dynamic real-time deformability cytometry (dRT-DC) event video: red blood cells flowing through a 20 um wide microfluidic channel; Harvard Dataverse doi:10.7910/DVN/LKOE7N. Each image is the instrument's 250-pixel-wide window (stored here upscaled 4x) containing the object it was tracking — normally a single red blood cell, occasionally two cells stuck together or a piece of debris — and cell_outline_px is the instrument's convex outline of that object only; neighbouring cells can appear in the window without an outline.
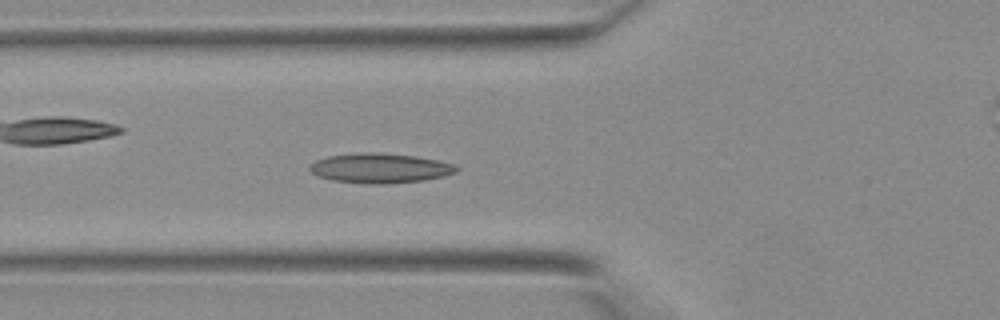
{"species": "Egyptian fruit bat (a non-hibernating species)", "species_latin": "Rousettus aegyptiacus", "temperature_condition": "warm", "stored_images_in_passage": 29, "camera_frame_rate_fps": 3000, "um_per_image_px": 0.085, "animal": {"sex": "female"}, "frame": {"image": 1, "passage_image": 2, "time_ms": 0.333, "image_size_px": [1000, 320], "cell_outline_px": [[460, 168], [456, 172], [444, 176], [424, 180], [384, 184], [364, 184], [332, 180], [320, 176], [312, 172], [308, 168], [316, 160], [328, 156], [360, 152], [368, 152], [416, 156], [436, 160], [452, 164]], "centroid_in_image_um": [32.3, 14.3], "position_along_channel_um": 93.5, "area_um2": 25.26}}
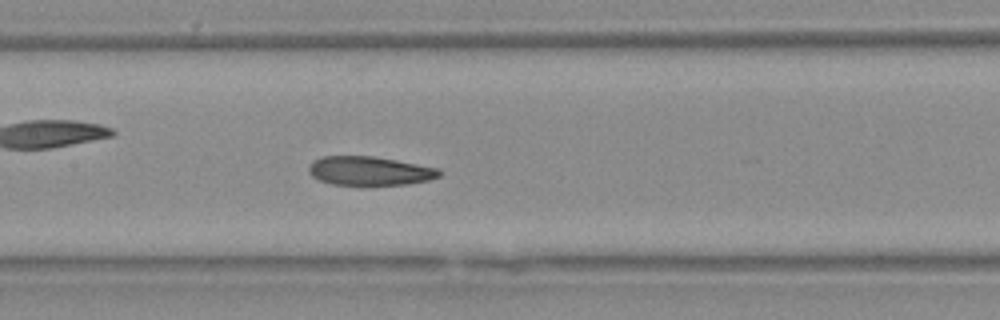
{"frame": {"image": 2, "passage_image": 7, "time_ms": 2.0, "image_size_px": [1000, 320], "cell_outline_px": [[440, 176], [428, 180], [408, 184], [332, 184], [320, 180], [312, 176], [308, 172], [308, 164], [312, 160], [320, 156], [372, 156], [396, 160], [440, 168]], "centroid_in_image_um": [31.38, 14.51], "position_along_channel_um": 176.0, "area_um2": 21.91}}
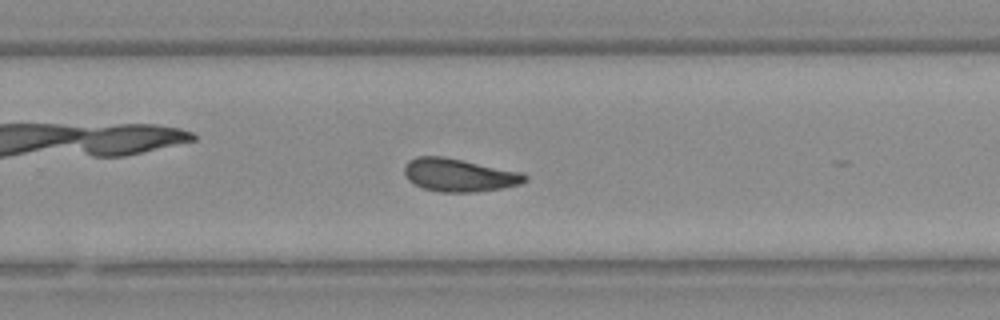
{"frame": {"image": 3, "passage_image": 14, "time_ms": 4.333, "image_size_px": [1000, 320], "cell_outline_px": [[528, 180], [520, 184], [500, 188], [476, 192], [440, 192], [424, 188], [408, 180], [404, 172], [404, 164], [408, 160], [416, 156], [444, 156], [520, 172], [528, 176]], "centroid_in_image_um": [38.99, 14.87], "position_along_channel_um": 290.8, "area_um2": 23.12}}